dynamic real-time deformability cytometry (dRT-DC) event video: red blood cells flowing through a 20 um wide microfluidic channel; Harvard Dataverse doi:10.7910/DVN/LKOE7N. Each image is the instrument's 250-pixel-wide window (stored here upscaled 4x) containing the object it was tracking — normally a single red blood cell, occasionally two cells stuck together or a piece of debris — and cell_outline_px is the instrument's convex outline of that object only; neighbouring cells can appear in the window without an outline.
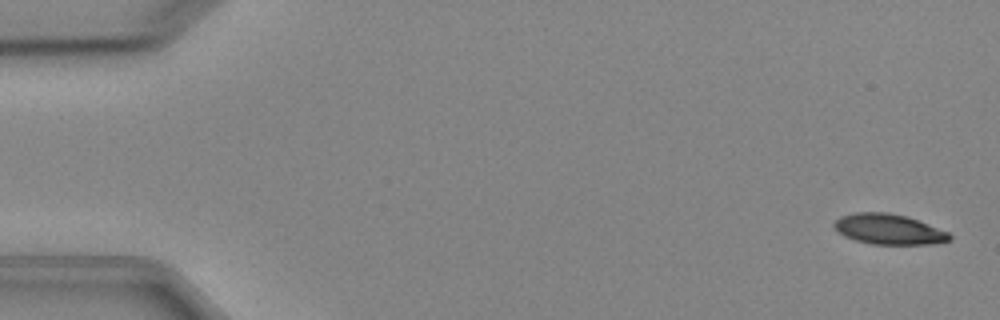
{"species": "Egyptian fruit bat (a non-hibernating species)", "species_latin": "Rousettus aegyptiacus", "temperature_condition": "cold", "stored_images_in_passage": 6, "camera_frame_rate_fps": 3000, "um_per_image_px": 0.085, "animal": {"sex": "female"}, "frame": {"image": 1, "passage_image": 1, "time_ms": 0.0, "image_size_px": [1000, 320], "cell_outline_px": [[952, 236], [948, 240], [932, 244], [872, 244], [856, 240], [844, 236], [832, 224], [840, 216], [856, 212], [888, 212], [908, 216], [948, 232]], "centroid_in_image_um": [75.53, 19.47], "position_along_channel_um": 9.5, "area_um2": 20.29}}